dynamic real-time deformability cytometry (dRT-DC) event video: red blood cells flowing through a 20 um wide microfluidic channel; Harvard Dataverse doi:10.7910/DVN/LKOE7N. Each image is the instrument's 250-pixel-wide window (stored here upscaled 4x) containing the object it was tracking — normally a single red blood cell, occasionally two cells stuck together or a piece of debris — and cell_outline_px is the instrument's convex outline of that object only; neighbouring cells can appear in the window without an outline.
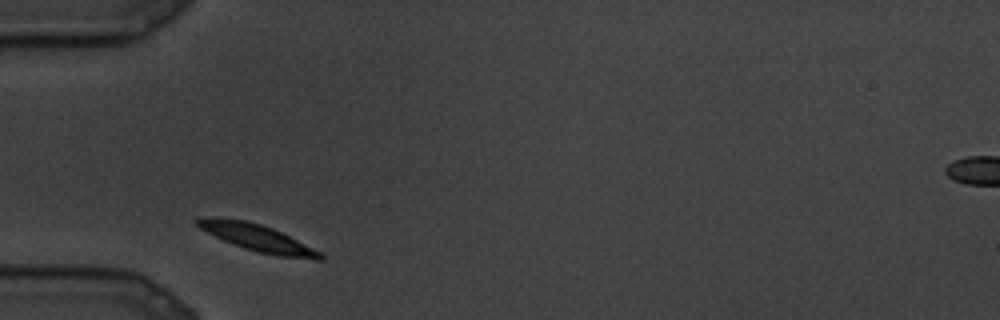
{"species": "common noctule bat (a hibernating species)", "species_latin": "Nyctalus noctula", "temperature_condition": "cold", "stored_images_in_passage": 11, "camera_frame_rate_fps": 3000, "um_per_image_px": 0.085, "animal": {"sex": "male", "body_mass_g": 19.5, "forearm_length_mm": 54.6}, "frame": {"image": 1, "passage_image": 1, "time_ms": 0.0, "image_size_px": [1000, 320], "cell_outline_px": [[324, 260], [316, 260], [276, 256], [244, 248], [224, 240], [192, 224], [192, 220], [208, 216], [216, 216], [248, 220], [272, 228], [324, 252]], "centroid_in_image_um": [21.9, 20.2], "position_along_channel_um": 63.1, "area_um2": 19.65}}
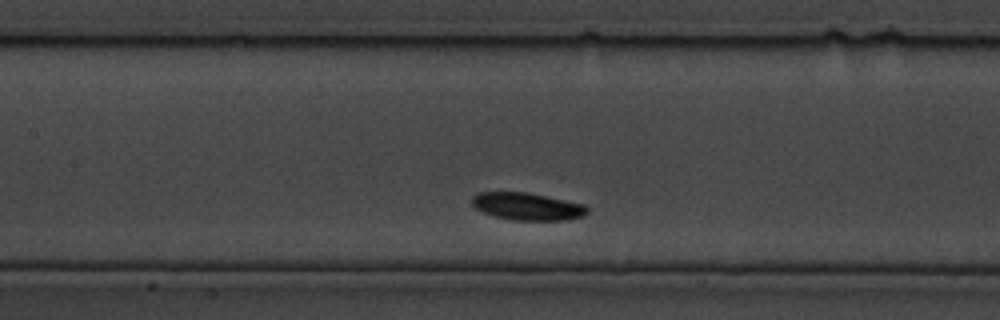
{"frame": {"image": 2, "passage_image": 5, "time_ms": 1.333, "image_size_px": [1000, 320], "cell_outline_px": [[588, 212], [584, 216], [568, 220], [512, 220], [496, 216], [484, 212], [476, 208], [472, 204], [472, 196], [480, 192], [528, 192], [584, 204], [588, 208]], "centroid_in_image_um": [44.85, 17.54], "position_along_channel_um": 162.6, "area_um2": 18.38}}
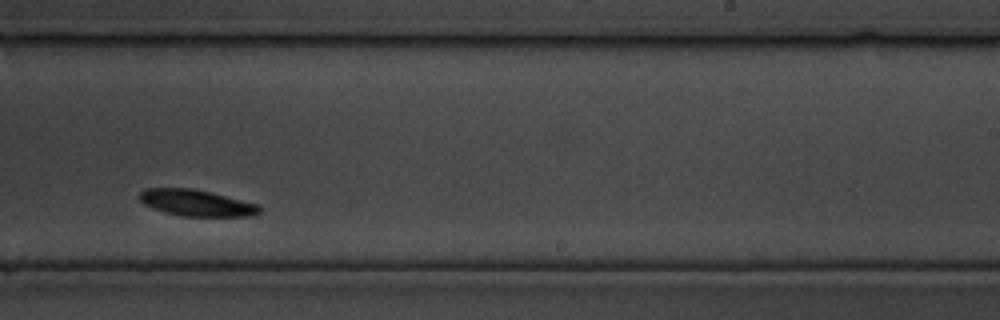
{"frame": {"image": 3, "passage_image": 10, "time_ms": 3.0, "image_size_px": [1000, 320], "cell_outline_px": [[260, 212], [248, 216], [180, 216], [164, 212], [152, 208], [144, 204], [140, 200], [140, 192], [144, 188], [192, 188], [260, 204]], "centroid_in_image_um": [16.68, 17.24], "position_along_channel_um": 272.3, "area_um2": 18.38}}